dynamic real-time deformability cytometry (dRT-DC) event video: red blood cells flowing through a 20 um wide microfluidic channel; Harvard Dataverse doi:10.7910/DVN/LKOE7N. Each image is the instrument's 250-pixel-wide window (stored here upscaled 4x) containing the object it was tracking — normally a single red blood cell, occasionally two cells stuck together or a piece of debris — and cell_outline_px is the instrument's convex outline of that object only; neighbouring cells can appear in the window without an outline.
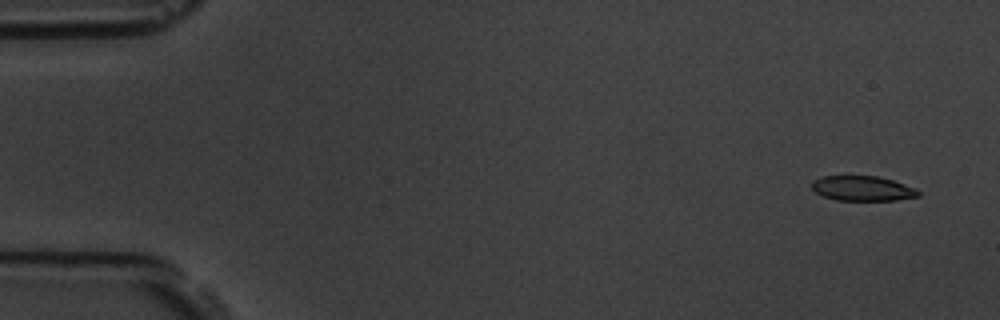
{"species": "common noctule bat (a hibernating species)", "species_latin": "Nyctalus noctula", "temperature_condition": "room temperature", "stored_images_in_passage": 4, "camera_frame_rate_fps": 3000, "um_per_image_px": 0.085, "animal": {"sex": "male", "body_mass_g": 19.5, "forearm_length_mm": 54.6}, "frame": {"image": 1, "passage_image": 1, "time_ms": 0.0, "image_size_px": [1000, 320], "cell_outline_px": [[920, 196], [896, 200], [836, 200], [824, 196], [816, 192], [812, 188], [812, 180], [824, 176], [876, 176], [892, 180], [916, 188], [920, 192]], "centroid_in_image_um": [73.33, 16.01], "position_along_channel_um": 11.7, "area_um2": 15.37}}
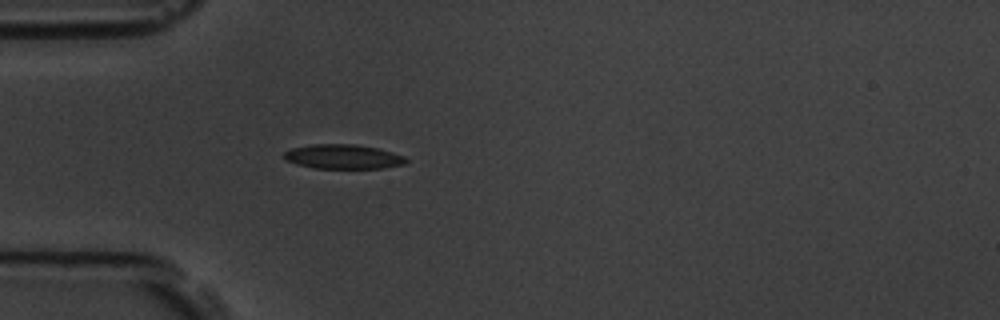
{"frame": {"image": 2, "passage_image": 4, "time_ms": 4.333, "image_size_px": [1000, 320], "cell_outline_px": [[408, 160], [404, 164], [384, 168], [312, 168], [296, 164], [284, 160], [284, 152], [292, 148], [312, 144], [352, 144], [376, 148], [392, 152], [404, 156]], "centroid_in_image_um": [29.14, 13.32], "position_along_channel_um": 55.9, "area_um2": 17.34}}